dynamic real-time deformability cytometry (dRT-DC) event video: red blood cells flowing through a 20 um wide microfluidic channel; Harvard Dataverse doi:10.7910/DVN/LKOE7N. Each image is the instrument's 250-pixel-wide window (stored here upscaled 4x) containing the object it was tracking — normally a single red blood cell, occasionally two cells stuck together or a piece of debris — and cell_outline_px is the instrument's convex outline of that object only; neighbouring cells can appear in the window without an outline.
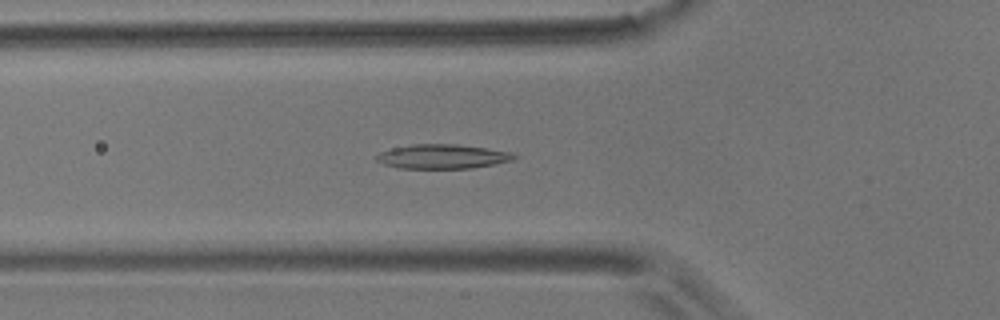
{"species": "common noctule bat (a hibernating species)", "species_latin": "Nyctalus noctula", "temperature_condition": "room temperature", "stored_images_in_passage": 45, "camera_frame_rate_fps": 3000, "um_per_image_px": 0.085, "animal": {"sex": "male", "body_mass_g": 17.9}, "frame": {"image": 1, "passage_image": 7, "time_ms": 2.0, "image_size_px": [1000, 320], "cell_outline_px": [[520, 156], [512, 160], [496, 164], [472, 168], [400, 168], [384, 164], [376, 160], [376, 156], [380, 152], [392, 148], [412, 144], [456, 144], [512, 152]], "centroid_in_image_um": [37.64, 13.3], "position_along_channel_um": 88.2, "area_um2": 19.48}}
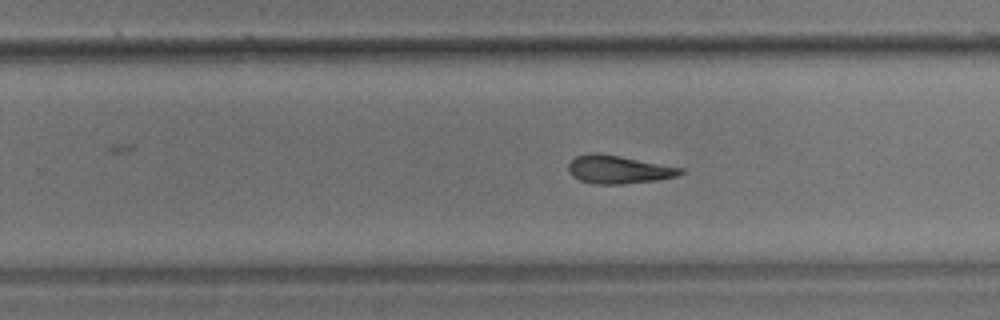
{"frame": {"image": 2, "passage_image": 23, "time_ms": 7.333, "image_size_px": [1000, 320], "cell_outline_px": [[684, 172], [676, 176], [656, 180], [624, 184], [596, 184], [580, 180], [572, 176], [568, 172], [568, 164], [576, 156], [592, 152], [600, 152], [684, 168]], "centroid_in_image_um": [52.55, 14.4], "position_along_channel_um": 277.2, "area_um2": 18.5}}
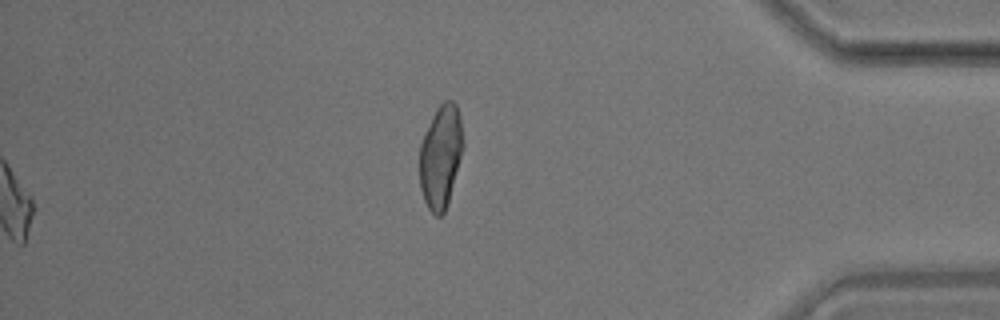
{"frame": {"image": 3, "passage_image": 45, "time_ms": 14.667, "image_size_px": [1000, 320], "cell_outline_px": [[464, 148], [448, 204], [444, 212], [440, 216], [436, 216], [428, 208], [424, 200], [420, 188], [420, 144], [432, 116], [436, 108], [444, 100], [452, 100], [456, 104], [460, 116], [464, 144]], "centroid_in_image_um": [37.48, 13.29], "position_along_channel_um": 397.7, "area_um2": 26.36}, "authors_computed_cell_mechanics": {"area_um2": 18.4382, "velocity_mm_per_s": 3.5384, "shape_relaxation_time_tau1_ms": 7.4202, "shape_relaxation_time_tau2_ms": 4.8529, "deformation_change_tau1": 0.178, "deformation_change_tau2": 0.1398}}